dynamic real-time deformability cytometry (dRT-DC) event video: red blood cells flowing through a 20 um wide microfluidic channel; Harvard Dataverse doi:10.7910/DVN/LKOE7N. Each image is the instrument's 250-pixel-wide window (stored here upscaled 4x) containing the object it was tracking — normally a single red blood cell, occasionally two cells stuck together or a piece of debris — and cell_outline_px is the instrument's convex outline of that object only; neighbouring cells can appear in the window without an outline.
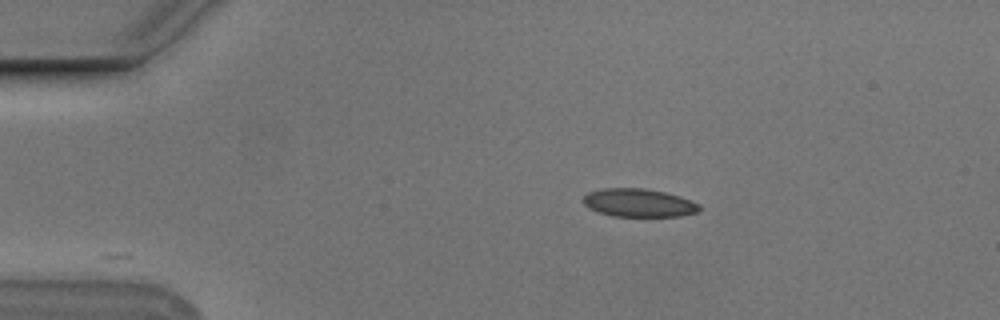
{"species": "Egyptian fruit bat (a non-hibernating species)", "species_latin": "Rousettus aegyptiacus", "temperature_condition": "cold", "stored_images_in_passage": 22, "camera_frame_rate_fps": 3000, "um_per_image_px": 0.085, "animal": {"sex": "male"}, "frame": {"image": 1, "passage_image": 1, "time_ms": 0.0, "image_size_px": [1000, 320], "cell_outline_px": [[700, 208], [696, 212], [680, 216], [612, 216], [596, 212], [588, 208], [584, 204], [584, 196], [588, 192], [600, 188], [644, 188], [664, 192], [680, 196], [692, 200], [700, 204]], "centroid_in_image_um": [54.27, 17.23], "position_along_channel_um": 30.7, "area_um2": 19.19}}
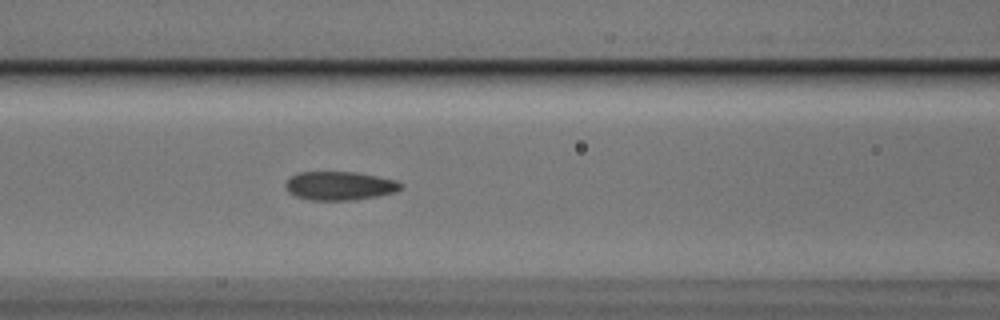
{"frame": {"image": 2, "passage_image": 14, "time_ms": 4.333, "image_size_px": [1000, 320], "cell_outline_px": [[404, 188], [396, 192], [380, 196], [356, 200], [308, 200], [296, 196], [288, 192], [284, 184], [292, 176], [300, 172], [356, 172], [396, 180], [404, 184]], "centroid_in_image_um": [28.92, 15.8], "position_along_channel_um": 137.7, "area_um2": 19.48}}
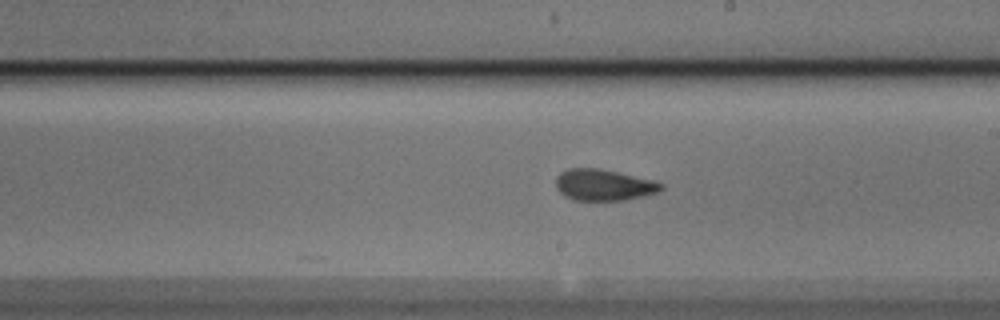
{"frame": {"image": 3, "passage_image": 22, "time_ms": 7.0, "image_size_px": [1000, 320], "cell_outline_px": [[664, 188], [660, 192], [644, 196], [624, 200], [572, 200], [564, 196], [556, 188], [556, 176], [560, 172], [568, 168], [596, 168], [616, 172], [652, 180], [664, 184]], "centroid_in_image_um": [51.3, 15.73], "position_along_channel_um": 237.7, "area_um2": 19.25}}